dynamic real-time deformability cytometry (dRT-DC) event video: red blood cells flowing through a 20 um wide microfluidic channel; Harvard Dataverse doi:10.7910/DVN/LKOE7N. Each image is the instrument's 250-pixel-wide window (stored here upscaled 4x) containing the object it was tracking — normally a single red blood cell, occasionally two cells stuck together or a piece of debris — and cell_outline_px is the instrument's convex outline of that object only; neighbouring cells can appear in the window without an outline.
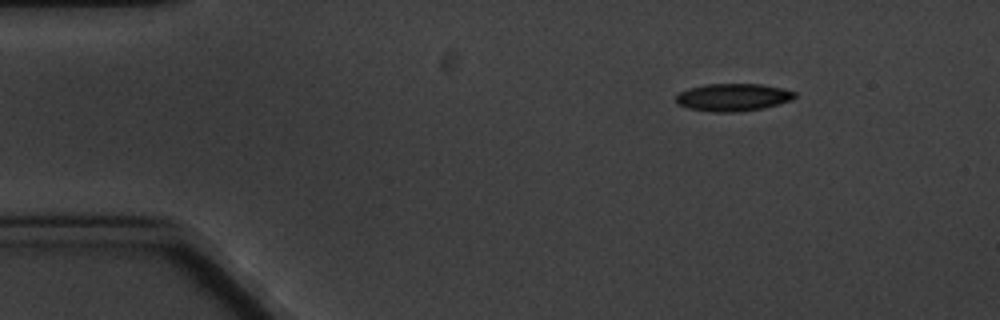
{"species": "common noctule bat (a hibernating species)", "species_latin": "Nyctalus noctula", "temperature_condition": "cold", "stored_images_in_passage": 4, "camera_frame_rate_fps": 3000, "um_per_image_px": 0.085, "animal": {"sex": "male", "body_mass_g": 20.1, "forearm_length_mm": 53.5}, "frame": {"image": 1, "passage_image": 1, "time_ms": 0.0, "image_size_px": [1000, 320], "cell_outline_px": [[796, 96], [792, 100], [764, 108], [740, 112], [716, 112], [688, 108], [676, 104], [676, 96], [680, 92], [688, 88], [704, 84], [760, 84], [780, 88], [796, 92]], "centroid_in_image_um": [62.29, 8.27], "position_along_channel_um": 22.7, "area_um2": 19.13}}